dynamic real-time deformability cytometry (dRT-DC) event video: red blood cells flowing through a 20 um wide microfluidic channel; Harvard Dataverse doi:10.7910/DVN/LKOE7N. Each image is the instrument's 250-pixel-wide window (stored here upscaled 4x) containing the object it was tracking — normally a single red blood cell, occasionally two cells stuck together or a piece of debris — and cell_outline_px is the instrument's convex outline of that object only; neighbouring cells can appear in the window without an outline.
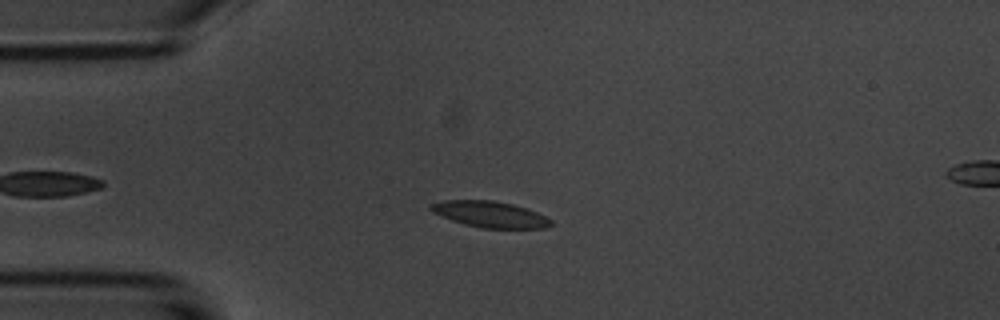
{"species": "common noctule bat (a hibernating species)", "species_latin": "Nyctalus noctula", "temperature_condition": "room temperature", "stored_images_in_passage": 47, "camera_frame_rate_fps": 3000, "um_per_image_px": 0.085, "animal": {"sex": "male", "body_mass_g": 20.1, "forearm_length_mm": 53.5}, "frame": {"image": 1, "passage_image": 10, "time_ms": 3.0, "image_size_px": [1000, 320], "cell_outline_px": [[552, 224], [544, 228], [480, 228], [464, 224], [452, 220], [432, 212], [428, 208], [428, 204], [444, 200], [492, 200], [512, 204], [528, 208], [552, 220]], "centroid_in_image_um": [41.62, 18.21], "position_along_channel_um": 43.4, "area_um2": 18.32}}
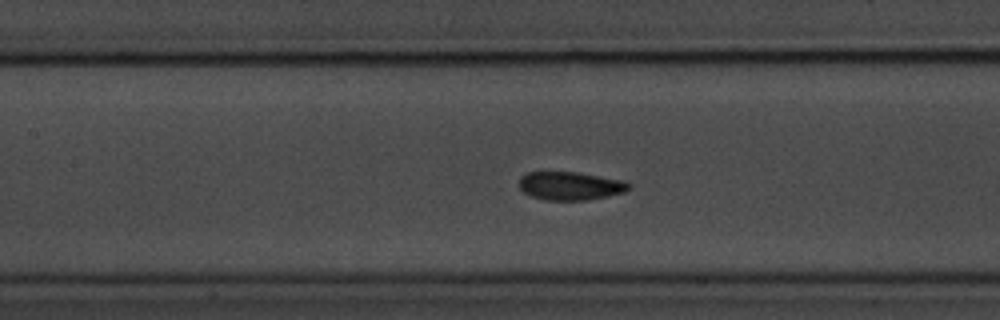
{"frame": {"image": 2, "passage_image": 21, "time_ms": 6.667, "image_size_px": [1000, 320], "cell_outline_px": [[632, 188], [624, 192], [608, 196], [588, 200], [544, 200], [532, 196], [524, 192], [520, 188], [520, 176], [528, 172], [576, 172], [624, 180], [632, 184]], "centroid_in_image_um": [48.52, 15.8], "position_along_channel_um": 158.9, "area_um2": 18.21}}
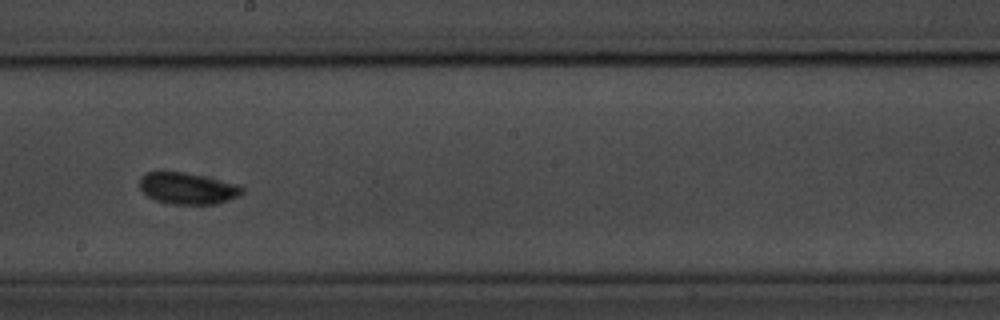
{"frame": {"image": 3, "passage_image": 27, "time_ms": 8.667, "image_size_px": [1000, 320], "cell_outline_px": [[244, 192], [240, 196], [216, 204], [168, 204], [156, 200], [148, 196], [140, 188], [140, 176], [148, 172], [184, 172], [244, 184]], "centroid_in_image_um": [16.02, 16.01], "position_along_channel_um": 232.2, "area_um2": 19.13}, "authors_computed_cell_mechanics": {"area_um2": 18.0336, "velocity_mm_per_s": 3.6816, "shape_relaxation_time_tau1_ms": 2.3223, "shape_relaxation_time_tau2_ms": 1.5982, "deformation_change_tau1": 0.1104, "deformation_change_tau2": 0.0733}}